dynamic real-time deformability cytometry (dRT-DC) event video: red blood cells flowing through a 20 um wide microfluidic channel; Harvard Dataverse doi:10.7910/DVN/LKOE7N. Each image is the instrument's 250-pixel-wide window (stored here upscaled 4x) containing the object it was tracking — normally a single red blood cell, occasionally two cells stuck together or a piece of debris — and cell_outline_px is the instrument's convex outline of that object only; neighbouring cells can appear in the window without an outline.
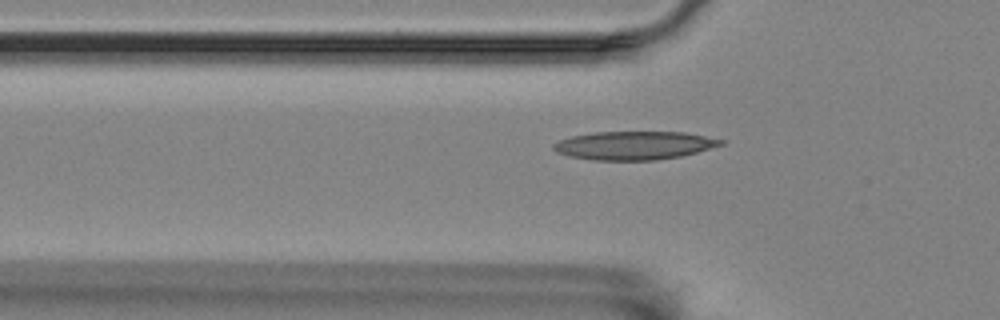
{"species": "Egyptian fruit bat (a non-hibernating species)", "species_latin": "Rousettus aegyptiacus", "temperature_condition": "room temperature", "stored_images_in_passage": 42, "camera_frame_rate_fps": 3000, "um_per_image_px": 0.085, "animal": {"sex": "female"}, "frame": {"image": 1, "passage_image": 11, "time_ms": 3.333, "image_size_px": [1000, 320], "cell_outline_px": [[724, 144], [696, 152], [680, 156], [656, 160], [592, 160], [568, 156], [556, 152], [552, 148], [552, 144], [560, 140], [572, 136], [592, 132], [684, 132], [724, 140]], "centroid_in_image_um": [53.86, 12.36], "position_along_channel_um": 71.9, "area_um2": 27.63}}
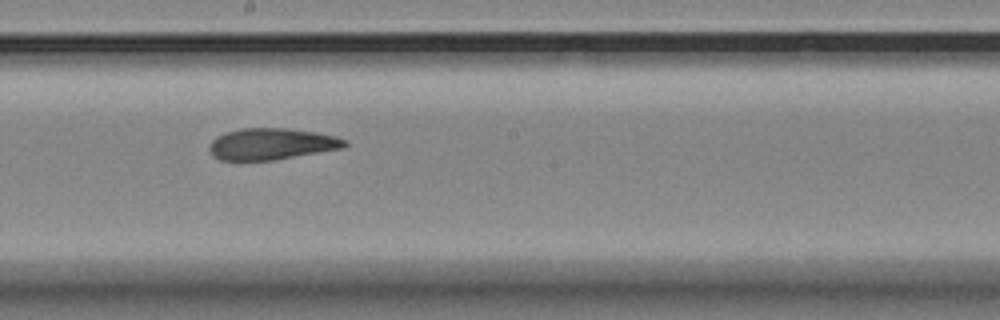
{"frame": {"image": 2, "passage_image": 24, "time_ms": 7.667, "image_size_px": [1000, 320], "cell_outline_px": [[348, 144], [344, 148], [276, 160], [220, 160], [212, 156], [208, 148], [212, 140], [216, 136], [224, 132], [240, 128], [288, 128], [316, 132], [336, 136], [348, 140]], "centroid_in_image_um": [23.09, 12.23], "position_along_channel_um": 225.1, "area_um2": 25.2}}
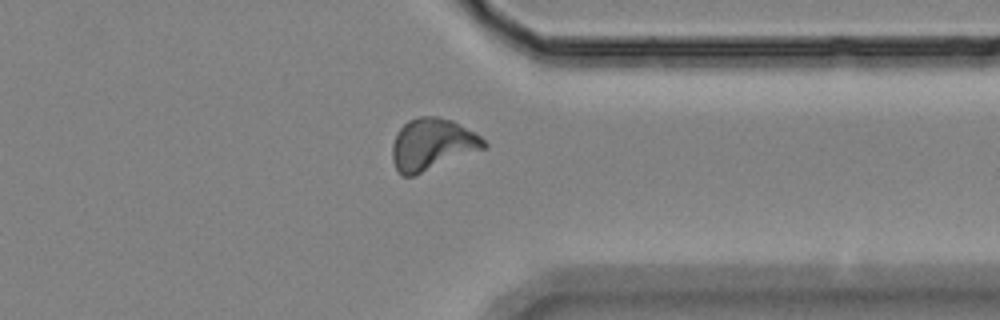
{"frame": {"image": 3, "passage_image": 37, "time_ms": 12.0, "image_size_px": [1000, 320], "cell_outline_px": [[488, 148], [412, 176], [404, 176], [396, 168], [392, 160], [392, 144], [400, 128], [408, 120], [420, 116], [436, 116], [452, 120], [480, 136], [488, 144]], "centroid_in_image_um": [36.75, 12.27], "position_along_channel_um": 374.6, "area_um2": 27.51}}